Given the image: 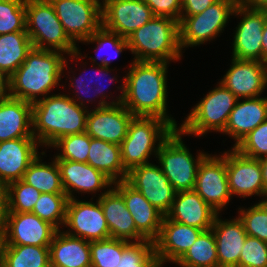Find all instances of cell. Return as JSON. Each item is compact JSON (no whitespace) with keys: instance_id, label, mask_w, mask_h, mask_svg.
<instances>
[{"instance_id":"8992f818","label":"cell","mask_w":267,"mask_h":267,"mask_svg":"<svg viewBox=\"0 0 267 267\" xmlns=\"http://www.w3.org/2000/svg\"><path fill=\"white\" fill-rule=\"evenodd\" d=\"M173 130L174 128L161 118L134 116L129 123L127 135L120 144L124 169L129 172L134 167L148 164L152 153L157 156L161 143Z\"/></svg>"},{"instance_id":"bcb514c9","label":"cell","mask_w":267,"mask_h":267,"mask_svg":"<svg viewBox=\"0 0 267 267\" xmlns=\"http://www.w3.org/2000/svg\"><path fill=\"white\" fill-rule=\"evenodd\" d=\"M154 16L169 17L180 21L182 0H143Z\"/></svg>"},{"instance_id":"4316f807","label":"cell","mask_w":267,"mask_h":267,"mask_svg":"<svg viewBox=\"0 0 267 267\" xmlns=\"http://www.w3.org/2000/svg\"><path fill=\"white\" fill-rule=\"evenodd\" d=\"M238 99L235 107L229 114L225 130L222 132L229 135L236 142L235 147L252 130L267 120V97Z\"/></svg>"},{"instance_id":"816d5d0a","label":"cell","mask_w":267,"mask_h":267,"mask_svg":"<svg viewBox=\"0 0 267 267\" xmlns=\"http://www.w3.org/2000/svg\"><path fill=\"white\" fill-rule=\"evenodd\" d=\"M262 169L265 194L267 193V155L259 159Z\"/></svg>"},{"instance_id":"b9f144b4","label":"cell","mask_w":267,"mask_h":267,"mask_svg":"<svg viewBox=\"0 0 267 267\" xmlns=\"http://www.w3.org/2000/svg\"><path fill=\"white\" fill-rule=\"evenodd\" d=\"M26 0H0V35L26 31Z\"/></svg>"},{"instance_id":"ffe728a7","label":"cell","mask_w":267,"mask_h":267,"mask_svg":"<svg viewBox=\"0 0 267 267\" xmlns=\"http://www.w3.org/2000/svg\"><path fill=\"white\" fill-rule=\"evenodd\" d=\"M113 185L122 195L134 219L137 232L145 240L154 242L159 236L164 215L126 181H119Z\"/></svg>"},{"instance_id":"9c48e42d","label":"cell","mask_w":267,"mask_h":267,"mask_svg":"<svg viewBox=\"0 0 267 267\" xmlns=\"http://www.w3.org/2000/svg\"><path fill=\"white\" fill-rule=\"evenodd\" d=\"M237 6L236 0H217L203 12L181 16L179 42L181 50L215 39L228 23Z\"/></svg>"},{"instance_id":"74e56055","label":"cell","mask_w":267,"mask_h":267,"mask_svg":"<svg viewBox=\"0 0 267 267\" xmlns=\"http://www.w3.org/2000/svg\"><path fill=\"white\" fill-rule=\"evenodd\" d=\"M97 69H98V71H96V72H94L96 75H99V73H101L102 75H101V77L103 76H108L109 74L108 73H110L111 72V69L109 68V67H104V66H100V65H98V67H97ZM105 72V73H104ZM100 76V75H99ZM81 77V78H80ZM78 79H75V78H71L69 81H71V83L69 84L70 85V87H75V89H76V93L77 94H74L75 95V97L77 96V98H75L74 96L73 97H71V99L74 101V102H76L77 104H79L80 106H82V107H86L85 106V104H83V103H85L84 101L85 100H83L82 98L84 97V96H79V92H81V94L83 93V94H89V88H90V82L89 81H92V78H94V76H92V78L91 79H89L88 80V78L89 77H87V79L86 80H88V82L86 81V82H83L85 79L84 78H82V75L80 76ZM84 77V76H83ZM98 77V76H97ZM96 77V78H97ZM99 79V78H98ZM97 79V82L98 81H100V79L98 80ZM117 80V76L116 77H110L109 78V81L110 82H112L113 80ZM103 80V79H102ZM122 81H123V83H122V85L121 86H119V87H117L118 89H120V91H121V94L118 96V97H116V100H114V101H112V102H107L105 99H104V97L106 96V98L108 97L105 93L103 94L102 92L104 91V87L102 86V89L99 87V85L100 84H96V85H94V87H91L90 89H95V87H96V89L94 90L96 93H95V95H93V96H95V97H98L97 95H99V96H101L102 97V99L100 98V100H99V103H98V106L96 107V108H102V107H106V106H109V105H115V104H120V103H122V101H123V98H124V94H125V79H122ZM92 83V82H91ZM92 85V84H91ZM77 88H78V90H77ZM108 88V87H107ZM88 89V90H87ZM80 90V91H79ZM77 91H79V92H77ZM79 93V94H78ZM91 97V96H90ZM85 98V97H84ZM89 98V97H88ZM91 101H93L92 99H88L86 102H91Z\"/></svg>"},{"instance_id":"5b68a950","label":"cell","mask_w":267,"mask_h":267,"mask_svg":"<svg viewBox=\"0 0 267 267\" xmlns=\"http://www.w3.org/2000/svg\"><path fill=\"white\" fill-rule=\"evenodd\" d=\"M26 32L33 48L55 50L81 60L82 54L66 34L53 6L48 0L25 1ZM52 47V48H51Z\"/></svg>"},{"instance_id":"cb8c5ba5","label":"cell","mask_w":267,"mask_h":267,"mask_svg":"<svg viewBox=\"0 0 267 267\" xmlns=\"http://www.w3.org/2000/svg\"><path fill=\"white\" fill-rule=\"evenodd\" d=\"M218 213L206 203L194 190L177 192L168 219L199 228L210 230Z\"/></svg>"},{"instance_id":"83f0119b","label":"cell","mask_w":267,"mask_h":267,"mask_svg":"<svg viewBox=\"0 0 267 267\" xmlns=\"http://www.w3.org/2000/svg\"><path fill=\"white\" fill-rule=\"evenodd\" d=\"M18 138H34L32 104L9 96L0 102V142Z\"/></svg>"},{"instance_id":"f5cc1de1","label":"cell","mask_w":267,"mask_h":267,"mask_svg":"<svg viewBox=\"0 0 267 267\" xmlns=\"http://www.w3.org/2000/svg\"><path fill=\"white\" fill-rule=\"evenodd\" d=\"M262 51H263V62L267 63V18L262 34Z\"/></svg>"},{"instance_id":"44dd1931","label":"cell","mask_w":267,"mask_h":267,"mask_svg":"<svg viewBox=\"0 0 267 267\" xmlns=\"http://www.w3.org/2000/svg\"><path fill=\"white\" fill-rule=\"evenodd\" d=\"M203 230L184 225L163 217L154 249L162 266L165 262L176 263L196 241Z\"/></svg>"},{"instance_id":"3957f363","label":"cell","mask_w":267,"mask_h":267,"mask_svg":"<svg viewBox=\"0 0 267 267\" xmlns=\"http://www.w3.org/2000/svg\"><path fill=\"white\" fill-rule=\"evenodd\" d=\"M88 112L69 95H48L32 104L33 137L49 147L59 138L84 133Z\"/></svg>"},{"instance_id":"f1b7e54d","label":"cell","mask_w":267,"mask_h":267,"mask_svg":"<svg viewBox=\"0 0 267 267\" xmlns=\"http://www.w3.org/2000/svg\"><path fill=\"white\" fill-rule=\"evenodd\" d=\"M51 267H91L90 242L57 230L49 246Z\"/></svg>"},{"instance_id":"f6af8a7d","label":"cell","mask_w":267,"mask_h":267,"mask_svg":"<svg viewBox=\"0 0 267 267\" xmlns=\"http://www.w3.org/2000/svg\"><path fill=\"white\" fill-rule=\"evenodd\" d=\"M239 267H267V242L247 235L239 257Z\"/></svg>"},{"instance_id":"603a6c76","label":"cell","mask_w":267,"mask_h":267,"mask_svg":"<svg viewBox=\"0 0 267 267\" xmlns=\"http://www.w3.org/2000/svg\"><path fill=\"white\" fill-rule=\"evenodd\" d=\"M98 201L103 209L111 238L129 242L145 240L137 232L134 219L127 209L122 195L113 186L104 193L101 192Z\"/></svg>"},{"instance_id":"d4e9b609","label":"cell","mask_w":267,"mask_h":267,"mask_svg":"<svg viewBox=\"0 0 267 267\" xmlns=\"http://www.w3.org/2000/svg\"><path fill=\"white\" fill-rule=\"evenodd\" d=\"M56 162L60 169L65 194L69 199H74L73 191L95 193L113 185L107 176L88 163L71 160H56Z\"/></svg>"},{"instance_id":"836d02e7","label":"cell","mask_w":267,"mask_h":267,"mask_svg":"<svg viewBox=\"0 0 267 267\" xmlns=\"http://www.w3.org/2000/svg\"><path fill=\"white\" fill-rule=\"evenodd\" d=\"M176 264L181 267H218L216 240L212 229L203 231Z\"/></svg>"},{"instance_id":"484cf974","label":"cell","mask_w":267,"mask_h":267,"mask_svg":"<svg viewBox=\"0 0 267 267\" xmlns=\"http://www.w3.org/2000/svg\"><path fill=\"white\" fill-rule=\"evenodd\" d=\"M211 229L216 240L218 267H239V257L247 237L242 221L239 217L219 219L217 214Z\"/></svg>"},{"instance_id":"e0dca14e","label":"cell","mask_w":267,"mask_h":267,"mask_svg":"<svg viewBox=\"0 0 267 267\" xmlns=\"http://www.w3.org/2000/svg\"><path fill=\"white\" fill-rule=\"evenodd\" d=\"M57 229L31 212H8L4 245L50 246Z\"/></svg>"},{"instance_id":"52a82bcc","label":"cell","mask_w":267,"mask_h":267,"mask_svg":"<svg viewBox=\"0 0 267 267\" xmlns=\"http://www.w3.org/2000/svg\"><path fill=\"white\" fill-rule=\"evenodd\" d=\"M179 128L161 143L157 152L162 172L176 192L194 190L201 161L208 155L200 152L195 159L183 144Z\"/></svg>"},{"instance_id":"8fae6325","label":"cell","mask_w":267,"mask_h":267,"mask_svg":"<svg viewBox=\"0 0 267 267\" xmlns=\"http://www.w3.org/2000/svg\"><path fill=\"white\" fill-rule=\"evenodd\" d=\"M234 14L243 16V18L235 30L232 58L263 62L262 34L267 18V8L237 5Z\"/></svg>"},{"instance_id":"681fc988","label":"cell","mask_w":267,"mask_h":267,"mask_svg":"<svg viewBox=\"0 0 267 267\" xmlns=\"http://www.w3.org/2000/svg\"><path fill=\"white\" fill-rule=\"evenodd\" d=\"M10 96L9 76L0 69V102Z\"/></svg>"},{"instance_id":"4dcf8cb0","label":"cell","mask_w":267,"mask_h":267,"mask_svg":"<svg viewBox=\"0 0 267 267\" xmlns=\"http://www.w3.org/2000/svg\"><path fill=\"white\" fill-rule=\"evenodd\" d=\"M32 48V41L26 31L1 34L0 69L10 77L25 61Z\"/></svg>"},{"instance_id":"4fadbf2b","label":"cell","mask_w":267,"mask_h":267,"mask_svg":"<svg viewBox=\"0 0 267 267\" xmlns=\"http://www.w3.org/2000/svg\"><path fill=\"white\" fill-rule=\"evenodd\" d=\"M64 226L68 235L82 238L88 242L110 238L106 219L100 202L69 199Z\"/></svg>"},{"instance_id":"7dc6e473","label":"cell","mask_w":267,"mask_h":267,"mask_svg":"<svg viewBox=\"0 0 267 267\" xmlns=\"http://www.w3.org/2000/svg\"><path fill=\"white\" fill-rule=\"evenodd\" d=\"M217 0H182L181 16H192L203 12Z\"/></svg>"},{"instance_id":"7402d4cb","label":"cell","mask_w":267,"mask_h":267,"mask_svg":"<svg viewBox=\"0 0 267 267\" xmlns=\"http://www.w3.org/2000/svg\"><path fill=\"white\" fill-rule=\"evenodd\" d=\"M35 138L0 142V181L4 185L21 180L29 164L39 155Z\"/></svg>"},{"instance_id":"2e32d148","label":"cell","mask_w":267,"mask_h":267,"mask_svg":"<svg viewBox=\"0 0 267 267\" xmlns=\"http://www.w3.org/2000/svg\"><path fill=\"white\" fill-rule=\"evenodd\" d=\"M227 180L231 196H264L262 169L259 159L241 154L232 147L226 152Z\"/></svg>"},{"instance_id":"f35d334b","label":"cell","mask_w":267,"mask_h":267,"mask_svg":"<svg viewBox=\"0 0 267 267\" xmlns=\"http://www.w3.org/2000/svg\"><path fill=\"white\" fill-rule=\"evenodd\" d=\"M115 267H162V264L156 255L154 242L144 240L131 242Z\"/></svg>"},{"instance_id":"d6986e66","label":"cell","mask_w":267,"mask_h":267,"mask_svg":"<svg viewBox=\"0 0 267 267\" xmlns=\"http://www.w3.org/2000/svg\"><path fill=\"white\" fill-rule=\"evenodd\" d=\"M133 117L122 103L92 109L87 115L86 133L91 138L120 145Z\"/></svg>"},{"instance_id":"8d00e7d4","label":"cell","mask_w":267,"mask_h":267,"mask_svg":"<svg viewBox=\"0 0 267 267\" xmlns=\"http://www.w3.org/2000/svg\"><path fill=\"white\" fill-rule=\"evenodd\" d=\"M130 243L111 237L90 242L91 267H115L121 261L123 250Z\"/></svg>"},{"instance_id":"1f68e13d","label":"cell","mask_w":267,"mask_h":267,"mask_svg":"<svg viewBox=\"0 0 267 267\" xmlns=\"http://www.w3.org/2000/svg\"><path fill=\"white\" fill-rule=\"evenodd\" d=\"M41 155L37 156L24 172L22 180L32 185L41 193L65 194L59 166L54 158L52 163L41 162Z\"/></svg>"},{"instance_id":"277c9868","label":"cell","mask_w":267,"mask_h":267,"mask_svg":"<svg viewBox=\"0 0 267 267\" xmlns=\"http://www.w3.org/2000/svg\"><path fill=\"white\" fill-rule=\"evenodd\" d=\"M127 41L129 50L135 56L134 61L169 63L180 60L182 56L179 22L169 17L153 16Z\"/></svg>"},{"instance_id":"30bf717a","label":"cell","mask_w":267,"mask_h":267,"mask_svg":"<svg viewBox=\"0 0 267 267\" xmlns=\"http://www.w3.org/2000/svg\"><path fill=\"white\" fill-rule=\"evenodd\" d=\"M68 37L76 44L102 26L100 0H48Z\"/></svg>"},{"instance_id":"c3c4849f","label":"cell","mask_w":267,"mask_h":267,"mask_svg":"<svg viewBox=\"0 0 267 267\" xmlns=\"http://www.w3.org/2000/svg\"><path fill=\"white\" fill-rule=\"evenodd\" d=\"M8 214L7 187L0 181V232H3Z\"/></svg>"},{"instance_id":"d6a6232c","label":"cell","mask_w":267,"mask_h":267,"mask_svg":"<svg viewBox=\"0 0 267 267\" xmlns=\"http://www.w3.org/2000/svg\"><path fill=\"white\" fill-rule=\"evenodd\" d=\"M1 267H51L49 246L3 245Z\"/></svg>"},{"instance_id":"f546056e","label":"cell","mask_w":267,"mask_h":267,"mask_svg":"<svg viewBox=\"0 0 267 267\" xmlns=\"http://www.w3.org/2000/svg\"><path fill=\"white\" fill-rule=\"evenodd\" d=\"M87 163L102 172L113 183L125 181L128 172L121 160L120 145L91 138Z\"/></svg>"},{"instance_id":"ac0fdd59","label":"cell","mask_w":267,"mask_h":267,"mask_svg":"<svg viewBox=\"0 0 267 267\" xmlns=\"http://www.w3.org/2000/svg\"><path fill=\"white\" fill-rule=\"evenodd\" d=\"M220 83L238 99L256 98L267 86V63L262 61L231 59Z\"/></svg>"},{"instance_id":"6da1fadb","label":"cell","mask_w":267,"mask_h":267,"mask_svg":"<svg viewBox=\"0 0 267 267\" xmlns=\"http://www.w3.org/2000/svg\"><path fill=\"white\" fill-rule=\"evenodd\" d=\"M163 62H131L125 79L122 104L134 116L158 117L174 129L177 122L167 115V68Z\"/></svg>"},{"instance_id":"ab89813d","label":"cell","mask_w":267,"mask_h":267,"mask_svg":"<svg viewBox=\"0 0 267 267\" xmlns=\"http://www.w3.org/2000/svg\"><path fill=\"white\" fill-rule=\"evenodd\" d=\"M90 143L91 137L84 132L59 138L50 147L61 149L60 153L55 156V160L87 163Z\"/></svg>"},{"instance_id":"7a4b0ae2","label":"cell","mask_w":267,"mask_h":267,"mask_svg":"<svg viewBox=\"0 0 267 267\" xmlns=\"http://www.w3.org/2000/svg\"><path fill=\"white\" fill-rule=\"evenodd\" d=\"M63 54L55 50L32 48L25 61L9 77L10 97L31 104L47 97L59 85L62 73L68 67Z\"/></svg>"},{"instance_id":"7c38bea8","label":"cell","mask_w":267,"mask_h":267,"mask_svg":"<svg viewBox=\"0 0 267 267\" xmlns=\"http://www.w3.org/2000/svg\"><path fill=\"white\" fill-rule=\"evenodd\" d=\"M194 191L208 203L218 214L232 196L229 191L226 151L218 155H207L200 163Z\"/></svg>"},{"instance_id":"60d3db41","label":"cell","mask_w":267,"mask_h":267,"mask_svg":"<svg viewBox=\"0 0 267 267\" xmlns=\"http://www.w3.org/2000/svg\"><path fill=\"white\" fill-rule=\"evenodd\" d=\"M7 187L8 212H32L41 192L22 179L12 182Z\"/></svg>"},{"instance_id":"f907efd6","label":"cell","mask_w":267,"mask_h":267,"mask_svg":"<svg viewBox=\"0 0 267 267\" xmlns=\"http://www.w3.org/2000/svg\"><path fill=\"white\" fill-rule=\"evenodd\" d=\"M237 5L252 8H267V0H236Z\"/></svg>"},{"instance_id":"db71d44e","label":"cell","mask_w":267,"mask_h":267,"mask_svg":"<svg viewBox=\"0 0 267 267\" xmlns=\"http://www.w3.org/2000/svg\"><path fill=\"white\" fill-rule=\"evenodd\" d=\"M4 245V239H3V232H0V267H1V261H2V248Z\"/></svg>"},{"instance_id":"5bb4252c","label":"cell","mask_w":267,"mask_h":267,"mask_svg":"<svg viewBox=\"0 0 267 267\" xmlns=\"http://www.w3.org/2000/svg\"><path fill=\"white\" fill-rule=\"evenodd\" d=\"M102 27L127 39L154 16L143 0H103Z\"/></svg>"},{"instance_id":"e575fe53","label":"cell","mask_w":267,"mask_h":267,"mask_svg":"<svg viewBox=\"0 0 267 267\" xmlns=\"http://www.w3.org/2000/svg\"><path fill=\"white\" fill-rule=\"evenodd\" d=\"M68 200L66 194L41 193L31 213L60 230L65 223Z\"/></svg>"},{"instance_id":"7bdbcfd3","label":"cell","mask_w":267,"mask_h":267,"mask_svg":"<svg viewBox=\"0 0 267 267\" xmlns=\"http://www.w3.org/2000/svg\"><path fill=\"white\" fill-rule=\"evenodd\" d=\"M239 219L242 221L246 234L267 242V212L256 203L249 209L239 208Z\"/></svg>"},{"instance_id":"ba28073f","label":"cell","mask_w":267,"mask_h":267,"mask_svg":"<svg viewBox=\"0 0 267 267\" xmlns=\"http://www.w3.org/2000/svg\"><path fill=\"white\" fill-rule=\"evenodd\" d=\"M218 87L209 91L187 115L186 120L178 127L184 135L203 136L208 131L223 132L229 114L235 107L238 98L220 82Z\"/></svg>"},{"instance_id":"11a10c76","label":"cell","mask_w":267,"mask_h":267,"mask_svg":"<svg viewBox=\"0 0 267 267\" xmlns=\"http://www.w3.org/2000/svg\"><path fill=\"white\" fill-rule=\"evenodd\" d=\"M264 197L266 198L265 200L262 199V201H259V204L265 209V211L267 212V193L264 195Z\"/></svg>"},{"instance_id":"ee69618b","label":"cell","mask_w":267,"mask_h":267,"mask_svg":"<svg viewBox=\"0 0 267 267\" xmlns=\"http://www.w3.org/2000/svg\"><path fill=\"white\" fill-rule=\"evenodd\" d=\"M241 154L254 159L267 155V120L252 130L235 147Z\"/></svg>"},{"instance_id":"d590c367","label":"cell","mask_w":267,"mask_h":267,"mask_svg":"<svg viewBox=\"0 0 267 267\" xmlns=\"http://www.w3.org/2000/svg\"><path fill=\"white\" fill-rule=\"evenodd\" d=\"M82 42L83 43L87 42L88 44L97 42L96 43L97 47H95L96 53L97 51H101L105 48L106 49L112 48L113 53L112 51L111 53H109L111 54L110 56H108L109 58L103 57L101 56V54H97L96 58H93L92 56L89 57L90 59H92L91 60L93 62L92 65H94V63H96L98 59L100 63H96L95 65H100L104 67H109L110 63L112 62L111 61L112 59L114 60L118 58L119 54L122 53L124 49L126 50L129 49L127 39L121 37L117 33H113L111 31L106 30L102 26L97 31H95L88 39Z\"/></svg>"},{"instance_id":"9a60e30c","label":"cell","mask_w":267,"mask_h":267,"mask_svg":"<svg viewBox=\"0 0 267 267\" xmlns=\"http://www.w3.org/2000/svg\"><path fill=\"white\" fill-rule=\"evenodd\" d=\"M125 181L164 216L170 211L177 192L159 165L148 163L134 167L128 172Z\"/></svg>"}]
</instances>
